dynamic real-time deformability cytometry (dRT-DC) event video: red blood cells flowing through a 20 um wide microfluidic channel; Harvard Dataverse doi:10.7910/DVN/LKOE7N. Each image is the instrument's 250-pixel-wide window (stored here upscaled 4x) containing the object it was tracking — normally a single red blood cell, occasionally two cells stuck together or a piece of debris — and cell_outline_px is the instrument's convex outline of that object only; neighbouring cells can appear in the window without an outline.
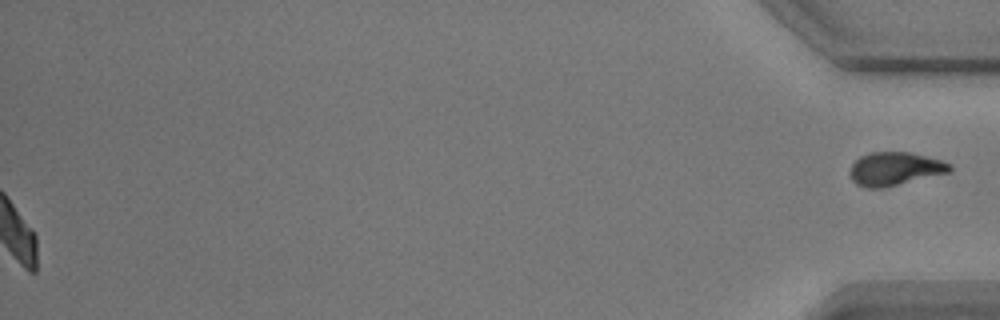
{"species": "common noctule bat (a hibernating species)", "species_latin": "Nyctalus noctula", "temperature_condition": "warm", "stored_images_in_passage": 57, "segment_of_instrument_passage": [2, 2], "camera_frame_rate_fps": 3000, "um_per_image_px": 0.085, "animal": {"sex": "male", "body_mass_g": 17.9}, "frame": {"image": 1, "passage_image": 57, "time_ms": 18.667, "image_size_px": [1000, 320], "cell_outline_px": [[952, 172], [884, 188], [864, 188], [856, 184], [852, 180], [848, 172], [852, 164], [860, 156], [868, 152], [908, 152], [940, 160], [952, 164]], "centroid_in_image_um": [76.05, 14.36], "position_along_channel_um": 359.2, "area_um2": 19.65}}